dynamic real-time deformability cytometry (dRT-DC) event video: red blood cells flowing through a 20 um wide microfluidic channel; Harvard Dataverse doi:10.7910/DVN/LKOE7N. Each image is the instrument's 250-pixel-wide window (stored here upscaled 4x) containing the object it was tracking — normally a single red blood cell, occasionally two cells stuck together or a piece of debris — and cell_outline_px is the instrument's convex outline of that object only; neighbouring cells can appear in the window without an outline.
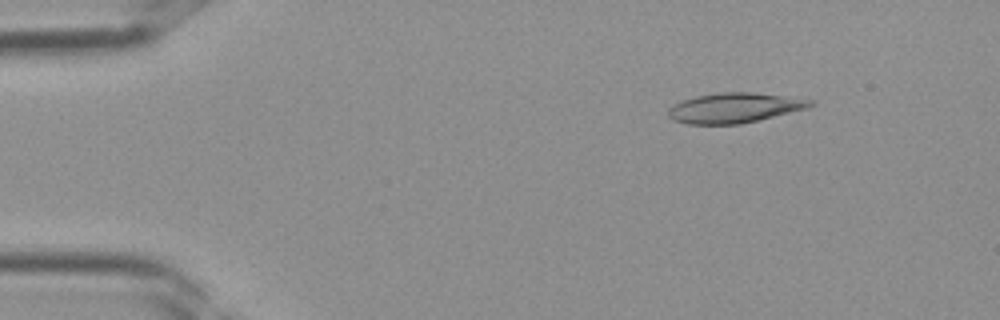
{"species": "Egyptian fruit bat (a non-hibernating species)", "species_latin": "Rousettus aegyptiacus", "temperature_condition": "room temperature", "stored_images_in_passage": 34, "camera_frame_rate_fps": 3000, "um_per_image_px": 0.085, "frame": {"image": 1, "passage_image": 2, "time_ms": 0.333, "image_size_px": [1000, 320], "cell_outline_px": [[816, 104], [808, 108], [760, 120], [740, 124], [688, 124], [672, 120], [668, 116], [668, 108], [684, 100], [696, 96], [720, 92], [752, 92], [816, 100]], "centroid_in_image_um": [62.47, 9.17], "position_along_channel_um": 22.5, "area_um2": 24.91}}
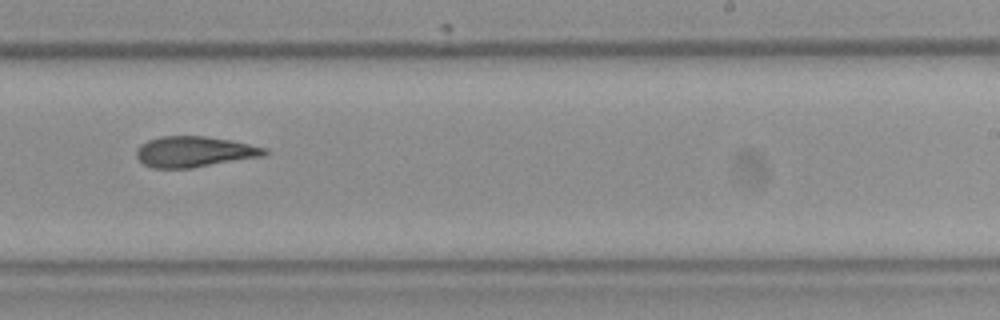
{"frame": {"image": 2, "passage_image": 20, "time_ms": 6.333, "image_size_px": [1000, 320], "cell_outline_px": [[268, 152], [264, 156], [192, 168], [152, 168], [144, 164], [136, 156], [136, 148], [140, 144], [148, 140], [160, 136], [204, 136], [232, 140], [268, 148]], "centroid_in_image_um": [16.52, 12.89], "position_along_channel_um": 272.5, "area_um2": 23.12}}
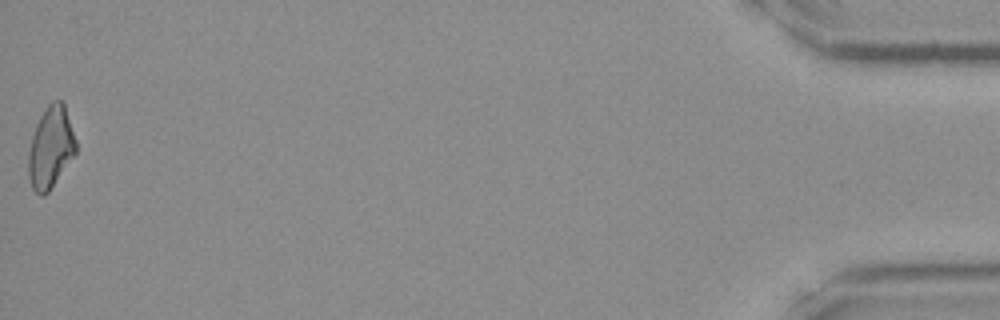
{"frame": {"image": 3, "passage_image": 34, "time_ms": 11.0, "image_size_px": [1000, 320], "cell_outline_px": [[76, 152], [48, 192], [44, 196], [40, 196], [32, 188], [28, 176], [28, 156], [32, 136], [36, 124], [44, 108], [52, 100], [64, 100], [76, 140]], "centroid_in_image_um": [4.3, 12.49], "position_along_channel_um": 430.9, "area_um2": 22.66}}